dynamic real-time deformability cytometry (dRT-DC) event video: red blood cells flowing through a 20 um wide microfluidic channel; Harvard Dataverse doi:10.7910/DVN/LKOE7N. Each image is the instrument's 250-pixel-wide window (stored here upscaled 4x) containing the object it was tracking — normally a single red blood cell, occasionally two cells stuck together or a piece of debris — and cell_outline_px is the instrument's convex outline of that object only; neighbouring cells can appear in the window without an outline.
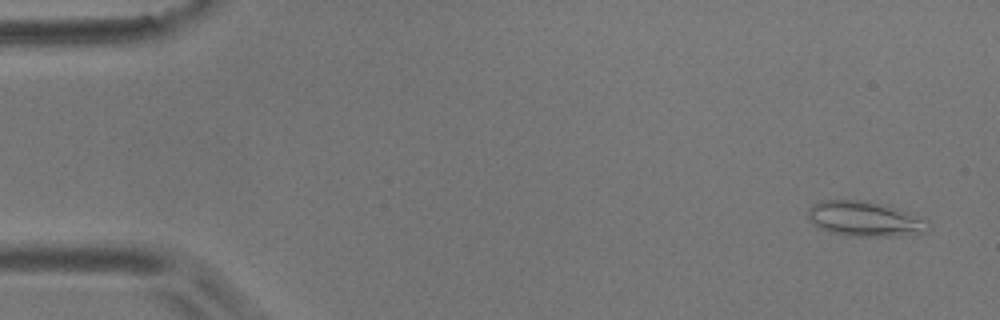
{"species": "common noctule bat (a hibernating species)", "species_latin": "Nyctalus noctula", "temperature_condition": "room temperature", "stored_images_in_passage": 7, "camera_frame_rate_fps": 3000, "um_per_image_px": 0.085, "animal": {"sex": "male", "body_mass_g": 17.9}, "frame": {"image": 1, "passage_image": 1, "time_ms": 0.0, "image_size_px": [1000, 320], "cell_outline_px": [[928, 228], [920, 236], [848, 236], [832, 232], [820, 228], [812, 224], [808, 220], [808, 208], [812, 204], [820, 200], [868, 200], [924, 216]], "centroid_in_image_um": [73.54, 18.61], "position_along_channel_um": 11.5, "area_um2": 25.09}}
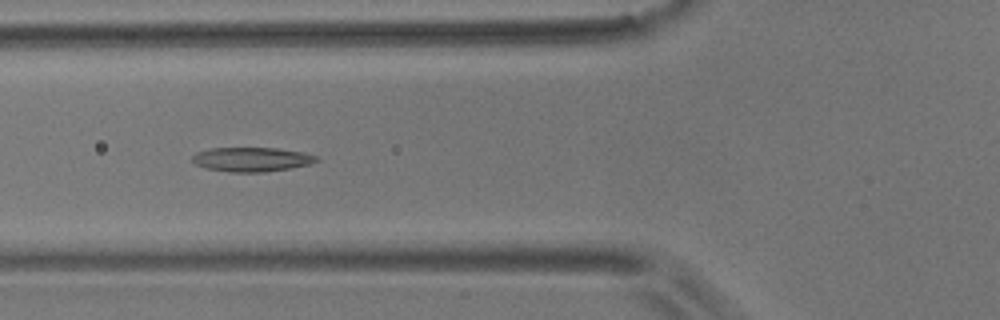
{"frame": {"image": 2, "passage_image": 6, "time_ms": 1.667, "image_size_px": [1000, 320], "cell_outline_px": [[320, 160], [308, 164], [288, 168], [264, 172], [228, 172], [208, 168], [196, 164], [192, 160], [192, 156], [196, 152], [212, 148], [276, 148], [304, 152], [316, 156]], "centroid_in_image_um": [21.39, 13.54], "position_along_channel_um": 104.4, "area_um2": 17.4}}
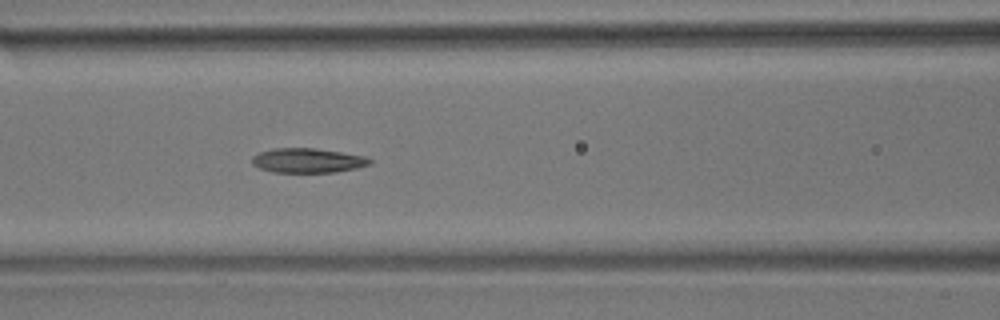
{"frame": {"image": 3, "passage_image": 7, "time_ms": 2.0, "image_size_px": [1000, 320], "cell_outline_px": [[372, 164], [356, 168], [336, 172], [272, 172], [260, 168], [252, 164], [252, 156], [260, 152], [272, 148], [316, 148], [364, 156], [372, 160]], "centroid_in_image_um": [26.15, 13.64], "position_along_channel_um": 140.5, "area_um2": 16.82}}